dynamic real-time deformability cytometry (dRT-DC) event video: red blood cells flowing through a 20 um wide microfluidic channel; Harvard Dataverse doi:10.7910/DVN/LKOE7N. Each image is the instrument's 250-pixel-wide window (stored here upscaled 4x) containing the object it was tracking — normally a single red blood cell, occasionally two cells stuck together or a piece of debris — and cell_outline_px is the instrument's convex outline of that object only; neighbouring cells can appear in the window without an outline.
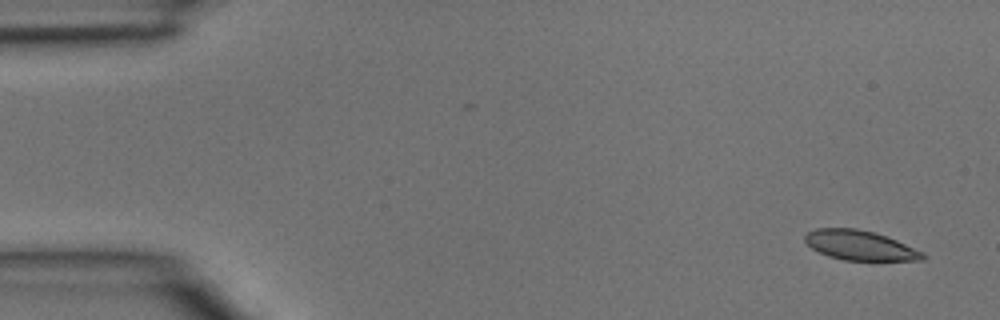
{"species": "common noctule bat (a hibernating species)", "species_latin": "Nyctalus noctula", "temperature_condition": "room temperature", "stored_images_in_passage": 2, "camera_frame_rate_fps": 3000, "um_per_image_px": 0.085, "animal": {"sex": "male", "body_mass_g": 15.6}, "frame": {"image": 1, "passage_image": 2, "time_ms": 0.333, "image_size_px": [1000, 320], "cell_outline_px": [[924, 260], [844, 260], [828, 256], [812, 248], [804, 240], [804, 236], [808, 232], [816, 228], [856, 228], [872, 232], [896, 240], [924, 252]], "centroid_in_image_um": [73.07, 20.85], "position_along_channel_um": 11.9, "area_um2": 20.11}}